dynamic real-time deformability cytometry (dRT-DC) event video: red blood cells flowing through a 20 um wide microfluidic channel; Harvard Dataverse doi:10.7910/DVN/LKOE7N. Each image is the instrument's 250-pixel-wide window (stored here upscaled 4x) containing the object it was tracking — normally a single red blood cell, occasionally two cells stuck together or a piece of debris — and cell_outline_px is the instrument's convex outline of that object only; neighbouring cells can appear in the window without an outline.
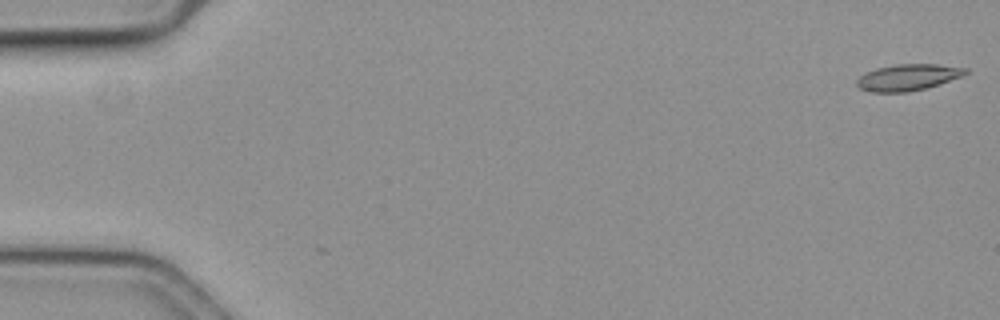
{"species": "common noctule bat (a hibernating species)", "species_latin": "Nyctalus noctula", "temperature_condition": "cold", "stored_images_in_passage": 10, "camera_frame_rate_fps": 3000, "um_per_image_px": 0.085, "animal": {"sex": "female", "body_mass_g": 19.3, "forearm_length_mm": 54.1}, "frame": {"image": 1, "passage_image": 1, "time_ms": 0.0, "image_size_px": [1000, 320], "cell_outline_px": [[968, 72], [964, 76], [924, 88], [908, 92], [872, 92], [860, 88], [856, 84], [856, 80], [864, 72], [876, 68], [896, 64], [936, 64], [968, 68]], "centroid_in_image_um": [77.16, 6.56], "position_along_channel_um": 7.8, "area_um2": 16.7}}